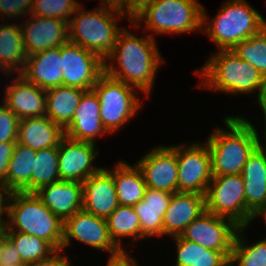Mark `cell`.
<instances>
[{
	"instance_id": "obj_1",
	"label": "cell",
	"mask_w": 266,
	"mask_h": 266,
	"mask_svg": "<svg viewBox=\"0 0 266 266\" xmlns=\"http://www.w3.org/2000/svg\"><path fill=\"white\" fill-rule=\"evenodd\" d=\"M155 38H138L124 29L118 36L111 54L104 61V72L119 81H123L137 90H142L149 97L155 74L163 61L159 54ZM114 59L119 64L116 69L107 60Z\"/></svg>"
},
{
	"instance_id": "obj_2",
	"label": "cell",
	"mask_w": 266,
	"mask_h": 266,
	"mask_svg": "<svg viewBox=\"0 0 266 266\" xmlns=\"http://www.w3.org/2000/svg\"><path fill=\"white\" fill-rule=\"evenodd\" d=\"M218 54H213L201 70L195 73L201 75L203 85L207 89L238 94L258 91L257 101L266 100V79L250 63L240 59L231 50H218Z\"/></svg>"
},
{
	"instance_id": "obj_3",
	"label": "cell",
	"mask_w": 266,
	"mask_h": 266,
	"mask_svg": "<svg viewBox=\"0 0 266 266\" xmlns=\"http://www.w3.org/2000/svg\"><path fill=\"white\" fill-rule=\"evenodd\" d=\"M224 120L227 128H218L209 135L212 175L241 174L248 157L257 148L251 125L240 116H229Z\"/></svg>"
},
{
	"instance_id": "obj_4",
	"label": "cell",
	"mask_w": 266,
	"mask_h": 266,
	"mask_svg": "<svg viewBox=\"0 0 266 266\" xmlns=\"http://www.w3.org/2000/svg\"><path fill=\"white\" fill-rule=\"evenodd\" d=\"M79 5L69 21V41L97 54L103 61L111 54L119 34L115 18L123 13L115 6L101 3L100 8L81 11Z\"/></svg>"
},
{
	"instance_id": "obj_5",
	"label": "cell",
	"mask_w": 266,
	"mask_h": 266,
	"mask_svg": "<svg viewBox=\"0 0 266 266\" xmlns=\"http://www.w3.org/2000/svg\"><path fill=\"white\" fill-rule=\"evenodd\" d=\"M7 230L34 235L60 250L64 222L47 208L35 193L11 192L8 200ZM13 225H15L13 227Z\"/></svg>"
},
{
	"instance_id": "obj_6",
	"label": "cell",
	"mask_w": 266,
	"mask_h": 266,
	"mask_svg": "<svg viewBox=\"0 0 266 266\" xmlns=\"http://www.w3.org/2000/svg\"><path fill=\"white\" fill-rule=\"evenodd\" d=\"M208 19L198 0H154L132 22L138 27L144 20V29L157 34H182L202 29Z\"/></svg>"
},
{
	"instance_id": "obj_7",
	"label": "cell",
	"mask_w": 266,
	"mask_h": 266,
	"mask_svg": "<svg viewBox=\"0 0 266 266\" xmlns=\"http://www.w3.org/2000/svg\"><path fill=\"white\" fill-rule=\"evenodd\" d=\"M265 26L261 14L245 0H230L221 7L211 24L201 30H205L219 50H231Z\"/></svg>"
},
{
	"instance_id": "obj_8",
	"label": "cell",
	"mask_w": 266,
	"mask_h": 266,
	"mask_svg": "<svg viewBox=\"0 0 266 266\" xmlns=\"http://www.w3.org/2000/svg\"><path fill=\"white\" fill-rule=\"evenodd\" d=\"M100 102V119L108 132L118 130L134 117L141 103L136 88L108 76L105 72L92 88Z\"/></svg>"
},
{
	"instance_id": "obj_9",
	"label": "cell",
	"mask_w": 266,
	"mask_h": 266,
	"mask_svg": "<svg viewBox=\"0 0 266 266\" xmlns=\"http://www.w3.org/2000/svg\"><path fill=\"white\" fill-rule=\"evenodd\" d=\"M205 204L207 211L228 218L239 227H248L255 218L246 207L241 174L213 176L205 194Z\"/></svg>"
},
{
	"instance_id": "obj_10",
	"label": "cell",
	"mask_w": 266,
	"mask_h": 266,
	"mask_svg": "<svg viewBox=\"0 0 266 266\" xmlns=\"http://www.w3.org/2000/svg\"><path fill=\"white\" fill-rule=\"evenodd\" d=\"M178 192L205 195L213 178L209 147L206 143L177 145Z\"/></svg>"
},
{
	"instance_id": "obj_11",
	"label": "cell",
	"mask_w": 266,
	"mask_h": 266,
	"mask_svg": "<svg viewBox=\"0 0 266 266\" xmlns=\"http://www.w3.org/2000/svg\"><path fill=\"white\" fill-rule=\"evenodd\" d=\"M63 86L92 90L104 73V61L72 42L60 46Z\"/></svg>"
},
{
	"instance_id": "obj_12",
	"label": "cell",
	"mask_w": 266,
	"mask_h": 266,
	"mask_svg": "<svg viewBox=\"0 0 266 266\" xmlns=\"http://www.w3.org/2000/svg\"><path fill=\"white\" fill-rule=\"evenodd\" d=\"M72 238L98 250L109 252L110 258L124 253L112 240L107 220L83 209L64 221L62 250L71 244Z\"/></svg>"
},
{
	"instance_id": "obj_13",
	"label": "cell",
	"mask_w": 266,
	"mask_h": 266,
	"mask_svg": "<svg viewBox=\"0 0 266 266\" xmlns=\"http://www.w3.org/2000/svg\"><path fill=\"white\" fill-rule=\"evenodd\" d=\"M238 228L232 220L206 210L194 219L180 236L211 250L232 252Z\"/></svg>"
},
{
	"instance_id": "obj_14",
	"label": "cell",
	"mask_w": 266,
	"mask_h": 266,
	"mask_svg": "<svg viewBox=\"0 0 266 266\" xmlns=\"http://www.w3.org/2000/svg\"><path fill=\"white\" fill-rule=\"evenodd\" d=\"M136 164L147 188L178 192L177 146H157Z\"/></svg>"
},
{
	"instance_id": "obj_15",
	"label": "cell",
	"mask_w": 266,
	"mask_h": 266,
	"mask_svg": "<svg viewBox=\"0 0 266 266\" xmlns=\"http://www.w3.org/2000/svg\"><path fill=\"white\" fill-rule=\"evenodd\" d=\"M95 145L64 136L58 145L60 180L83 183L100 171L101 167L92 165L99 153Z\"/></svg>"
},
{
	"instance_id": "obj_16",
	"label": "cell",
	"mask_w": 266,
	"mask_h": 266,
	"mask_svg": "<svg viewBox=\"0 0 266 266\" xmlns=\"http://www.w3.org/2000/svg\"><path fill=\"white\" fill-rule=\"evenodd\" d=\"M31 17L32 20L28 19L27 23L21 26L27 56L69 42V22L35 15Z\"/></svg>"
},
{
	"instance_id": "obj_17",
	"label": "cell",
	"mask_w": 266,
	"mask_h": 266,
	"mask_svg": "<svg viewBox=\"0 0 266 266\" xmlns=\"http://www.w3.org/2000/svg\"><path fill=\"white\" fill-rule=\"evenodd\" d=\"M64 133L70 139L94 144L98 135L108 133L100 119V102L93 90L82 95L71 122L64 128Z\"/></svg>"
},
{
	"instance_id": "obj_18",
	"label": "cell",
	"mask_w": 266,
	"mask_h": 266,
	"mask_svg": "<svg viewBox=\"0 0 266 266\" xmlns=\"http://www.w3.org/2000/svg\"><path fill=\"white\" fill-rule=\"evenodd\" d=\"M82 209L99 218L107 219L119 205L112 174L102 167L82 183Z\"/></svg>"
},
{
	"instance_id": "obj_19",
	"label": "cell",
	"mask_w": 266,
	"mask_h": 266,
	"mask_svg": "<svg viewBox=\"0 0 266 266\" xmlns=\"http://www.w3.org/2000/svg\"><path fill=\"white\" fill-rule=\"evenodd\" d=\"M5 102L8 109L19 119L46 116V90L27 81L21 74L7 84Z\"/></svg>"
},
{
	"instance_id": "obj_20",
	"label": "cell",
	"mask_w": 266,
	"mask_h": 266,
	"mask_svg": "<svg viewBox=\"0 0 266 266\" xmlns=\"http://www.w3.org/2000/svg\"><path fill=\"white\" fill-rule=\"evenodd\" d=\"M63 222L83 207L82 183L59 180L34 192Z\"/></svg>"
},
{
	"instance_id": "obj_21",
	"label": "cell",
	"mask_w": 266,
	"mask_h": 266,
	"mask_svg": "<svg viewBox=\"0 0 266 266\" xmlns=\"http://www.w3.org/2000/svg\"><path fill=\"white\" fill-rule=\"evenodd\" d=\"M206 211L205 195L196 193H172L169 206L163 216V235H180L184 229Z\"/></svg>"
},
{
	"instance_id": "obj_22",
	"label": "cell",
	"mask_w": 266,
	"mask_h": 266,
	"mask_svg": "<svg viewBox=\"0 0 266 266\" xmlns=\"http://www.w3.org/2000/svg\"><path fill=\"white\" fill-rule=\"evenodd\" d=\"M60 46L27 56L21 75L42 89L63 85Z\"/></svg>"
},
{
	"instance_id": "obj_23",
	"label": "cell",
	"mask_w": 266,
	"mask_h": 266,
	"mask_svg": "<svg viewBox=\"0 0 266 266\" xmlns=\"http://www.w3.org/2000/svg\"><path fill=\"white\" fill-rule=\"evenodd\" d=\"M247 209L255 216L266 205V153L255 149L242 173Z\"/></svg>"
},
{
	"instance_id": "obj_24",
	"label": "cell",
	"mask_w": 266,
	"mask_h": 266,
	"mask_svg": "<svg viewBox=\"0 0 266 266\" xmlns=\"http://www.w3.org/2000/svg\"><path fill=\"white\" fill-rule=\"evenodd\" d=\"M64 129L47 116L19 120L17 142L33 150L58 147Z\"/></svg>"
},
{
	"instance_id": "obj_25",
	"label": "cell",
	"mask_w": 266,
	"mask_h": 266,
	"mask_svg": "<svg viewBox=\"0 0 266 266\" xmlns=\"http://www.w3.org/2000/svg\"><path fill=\"white\" fill-rule=\"evenodd\" d=\"M171 196L167 191L146 188L143 199L133 206L140 220L142 238L163 235V216Z\"/></svg>"
},
{
	"instance_id": "obj_26",
	"label": "cell",
	"mask_w": 266,
	"mask_h": 266,
	"mask_svg": "<svg viewBox=\"0 0 266 266\" xmlns=\"http://www.w3.org/2000/svg\"><path fill=\"white\" fill-rule=\"evenodd\" d=\"M115 167L107 170L112 174L119 205L133 207L145 195L147 186L143 174L137 164L131 166L119 161Z\"/></svg>"
},
{
	"instance_id": "obj_27",
	"label": "cell",
	"mask_w": 266,
	"mask_h": 266,
	"mask_svg": "<svg viewBox=\"0 0 266 266\" xmlns=\"http://www.w3.org/2000/svg\"><path fill=\"white\" fill-rule=\"evenodd\" d=\"M84 89L58 86L46 90V116L63 129L71 122Z\"/></svg>"
},
{
	"instance_id": "obj_28",
	"label": "cell",
	"mask_w": 266,
	"mask_h": 266,
	"mask_svg": "<svg viewBox=\"0 0 266 266\" xmlns=\"http://www.w3.org/2000/svg\"><path fill=\"white\" fill-rule=\"evenodd\" d=\"M26 59L21 25L17 23L0 25V68L9 75L15 72V69L21 74Z\"/></svg>"
},
{
	"instance_id": "obj_29",
	"label": "cell",
	"mask_w": 266,
	"mask_h": 266,
	"mask_svg": "<svg viewBox=\"0 0 266 266\" xmlns=\"http://www.w3.org/2000/svg\"><path fill=\"white\" fill-rule=\"evenodd\" d=\"M177 245L176 266H223L232 252H220L205 248L198 243L174 236Z\"/></svg>"
},
{
	"instance_id": "obj_30",
	"label": "cell",
	"mask_w": 266,
	"mask_h": 266,
	"mask_svg": "<svg viewBox=\"0 0 266 266\" xmlns=\"http://www.w3.org/2000/svg\"><path fill=\"white\" fill-rule=\"evenodd\" d=\"M35 158L36 150L16 142L7 171L10 192H21L31 182Z\"/></svg>"
},
{
	"instance_id": "obj_31",
	"label": "cell",
	"mask_w": 266,
	"mask_h": 266,
	"mask_svg": "<svg viewBox=\"0 0 266 266\" xmlns=\"http://www.w3.org/2000/svg\"><path fill=\"white\" fill-rule=\"evenodd\" d=\"M58 147L36 151L31 182L21 191L34 193L39 188L60 180Z\"/></svg>"
},
{
	"instance_id": "obj_32",
	"label": "cell",
	"mask_w": 266,
	"mask_h": 266,
	"mask_svg": "<svg viewBox=\"0 0 266 266\" xmlns=\"http://www.w3.org/2000/svg\"><path fill=\"white\" fill-rule=\"evenodd\" d=\"M106 220L112 240L124 252L121 237H133L135 241L142 239L140 220L134 207L118 205Z\"/></svg>"
},
{
	"instance_id": "obj_33",
	"label": "cell",
	"mask_w": 266,
	"mask_h": 266,
	"mask_svg": "<svg viewBox=\"0 0 266 266\" xmlns=\"http://www.w3.org/2000/svg\"><path fill=\"white\" fill-rule=\"evenodd\" d=\"M24 264L29 265L49 257L56 249L46 240L19 231L6 230Z\"/></svg>"
},
{
	"instance_id": "obj_34",
	"label": "cell",
	"mask_w": 266,
	"mask_h": 266,
	"mask_svg": "<svg viewBox=\"0 0 266 266\" xmlns=\"http://www.w3.org/2000/svg\"><path fill=\"white\" fill-rule=\"evenodd\" d=\"M245 227H239L235 235L230 260L237 266H266V238L255 244H246L243 239Z\"/></svg>"
},
{
	"instance_id": "obj_35",
	"label": "cell",
	"mask_w": 266,
	"mask_h": 266,
	"mask_svg": "<svg viewBox=\"0 0 266 266\" xmlns=\"http://www.w3.org/2000/svg\"><path fill=\"white\" fill-rule=\"evenodd\" d=\"M232 50L266 79V26L249 39L239 42Z\"/></svg>"
},
{
	"instance_id": "obj_36",
	"label": "cell",
	"mask_w": 266,
	"mask_h": 266,
	"mask_svg": "<svg viewBox=\"0 0 266 266\" xmlns=\"http://www.w3.org/2000/svg\"><path fill=\"white\" fill-rule=\"evenodd\" d=\"M79 5L76 0H33L31 14L69 22Z\"/></svg>"
},
{
	"instance_id": "obj_37",
	"label": "cell",
	"mask_w": 266,
	"mask_h": 266,
	"mask_svg": "<svg viewBox=\"0 0 266 266\" xmlns=\"http://www.w3.org/2000/svg\"><path fill=\"white\" fill-rule=\"evenodd\" d=\"M19 120L4 103L0 105V143L17 142Z\"/></svg>"
},
{
	"instance_id": "obj_38",
	"label": "cell",
	"mask_w": 266,
	"mask_h": 266,
	"mask_svg": "<svg viewBox=\"0 0 266 266\" xmlns=\"http://www.w3.org/2000/svg\"><path fill=\"white\" fill-rule=\"evenodd\" d=\"M26 265L13 242L5 235L0 238V266Z\"/></svg>"
},
{
	"instance_id": "obj_39",
	"label": "cell",
	"mask_w": 266,
	"mask_h": 266,
	"mask_svg": "<svg viewBox=\"0 0 266 266\" xmlns=\"http://www.w3.org/2000/svg\"><path fill=\"white\" fill-rule=\"evenodd\" d=\"M32 2L33 0H0V14L7 15L9 18L20 17L32 11Z\"/></svg>"
},
{
	"instance_id": "obj_40",
	"label": "cell",
	"mask_w": 266,
	"mask_h": 266,
	"mask_svg": "<svg viewBox=\"0 0 266 266\" xmlns=\"http://www.w3.org/2000/svg\"><path fill=\"white\" fill-rule=\"evenodd\" d=\"M154 0H120L115 7L123 14H126L130 22L139 15Z\"/></svg>"
},
{
	"instance_id": "obj_41",
	"label": "cell",
	"mask_w": 266,
	"mask_h": 266,
	"mask_svg": "<svg viewBox=\"0 0 266 266\" xmlns=\"http://www.w3.org/2000/svg\"><path fill=\"white\" fill-rule=\"evenodd\" d=\"M16 142L0 143V181H3L7 187V171L10 159L13 155Z\"/></svg>"
},
{
	"instance_id": "obj_42",
	"label": "cell",
	"mask_w": 266,
	"mask_h": 266,
	"mask_svg": "<svg viewBox=\"0 0 266 266\" xmlns=\"http://www.w3.org/2000/svg\"><path fill=\"white\" fill-rule=\"evenodd\" d=\"M62 249L56 250L49 257L33 262L27 266H70L67 256L60 255Z\"/></svg>"
},
{
	"instance_id": "obj_43",
	"label": "cell",
	"mask_w": 266,
	"mask_h": 266,
	"mask_svg": "<svg viewBox=\"0 0 266 266\" xmlns=\"http://www.w3.org/2000/svg\"><path fill=\"white\" fill-rule=\"evenodd\" d=\"M107 266H138L135 258L124 252L120 256L109 258Z\"/></svg>"
},
{
	"instance_id": "obj_44",
	"label": "cell",
	"mask_w": 266,
	"mask_h": 266,
	"mask_svg": "<svg viewBox=\"0 0 266 266\" xmlns=\"http://www.w3.org/2000/svg\"><path fill=\"white\" fill-rule=\"evenodd\" d=\"M259 106L262 108L263 110V113H264V118H265V138H266V100L264 101H261V102H258ZM250 125L251 127L253 128V132H254V135H255V140H256V145H257V149L259 150H262L266 153V145L265 147L261 144L260 142V139H259V135H258V132L257 130L255 129V127L252 125V123L248 120H246ZM266 140V139H265Z\"/></svg>"
},
{
	"instance_id": "obj_45",
	"label": "cell",
	"mask_w": 266,
	"mask_h": 266,
	"mask_svg": "<svg viewBox=\"0 0 266 266\" xmlns=\"http://www.w3.org/2000/svg\"><path fill=\"white\" fill-rule=\"evenodd\" d=\"M2 191H3V193H2ZM10 194H11V192L6 187L5 183L3 181H0V209H7L8 208V205L7 204L5 205V203H8Z\"/></svg>"
},
{
	"instance_id": "obj_46",
	"label": "cell",
	"mask_w": 266,
	"mask_h": 266,
	"mask_svg": "<svg viewBox=\"0 0 266 266\" xmlns=\"http://www.w3.org/2000/svg\"><path fill=\"white\" fill-rule=\"evenodd\" d=\"M4 213L7 214V209H0V238L6 235L7 230V220L2 218Z\"/></svg>"
},
{
	"instance_id": "obj_47",
	"label": "cell",
	"mask_w": 266,
	"mask_h": 266,
	"mask_svg": "<svg viewBox=\"0 0 266 266\" xmlns=\"http://www.w3.org/2000/svg\"><path fill=\"white\" fill-rule=\"evenodd\" d=\"M259 215H264L266 221V205L254 217H258Z\"/></svg>"
},
{
	"instance_id": "obj_48",
	"label": "cell",
	"mask_w": 266,
	"mask_h": 266,
	"mask_svg": "<svg viewBox=\"0 0 266 266\" xmlns=\"http://www.w3.org/2000/svg\"><path fill=\"white\" fill-rule=\"evenodd\" d=\"M104 4H110L115 6L120 0H101Z\"/></svg>"
},
{
	"instance_id": "obj_49",
	"label": "cell",
	"mask_w": 266,
	"mask_h": 266,
	"mask_svg": "<svg viewBox=\"0 0 266 266\" xmlns=\"http://www.w3.org/2000/svg\"><path fill=\"white\" fill-rule=\"evenodd\" d=\"M232 264H235L233 263L231 260H229L228 262H226L223 266H234Z\"/></svg>"
}]
</instances>
